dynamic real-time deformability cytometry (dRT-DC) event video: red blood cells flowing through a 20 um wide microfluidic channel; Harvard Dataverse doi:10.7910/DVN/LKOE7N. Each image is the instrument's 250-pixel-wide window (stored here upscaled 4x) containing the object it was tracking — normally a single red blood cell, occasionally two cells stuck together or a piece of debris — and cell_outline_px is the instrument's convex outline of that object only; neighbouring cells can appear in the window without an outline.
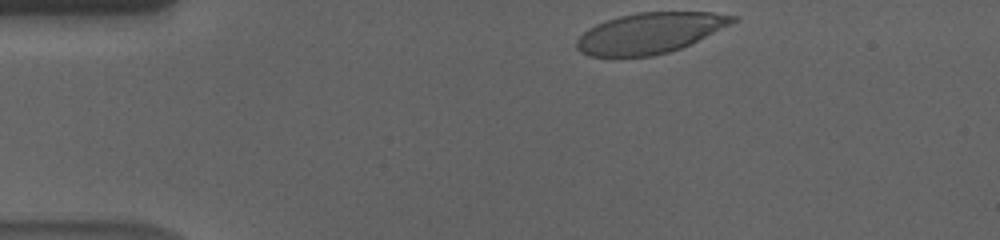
{"species": "human", "species_latin": "Homo sapiens", "temperature_condition": "cold", "stored_images_in_passage": 39, "camera_frame_rate_fps": 3000, "um_per_image_px": 0.085, "donor": {"sex": "male"}, "frame": {"image": 1, "passage_image": 1, "time_ms": 0.0, "image_size_px": [1000, 240], "cell_outline_px": [[736, 20], [732, 24], [680, 48], [668, 52], [652, 56], [588, 56], [580, 52], [576, 48], [576, 40], [588, 28], [596, 24], [620, 16], [636, 12], [712, 12], [736, 16]], "centroid_in_image_um": [55.21, 2.8], "position_along_channel_um": 29.8, "area_um2": 36.65}}
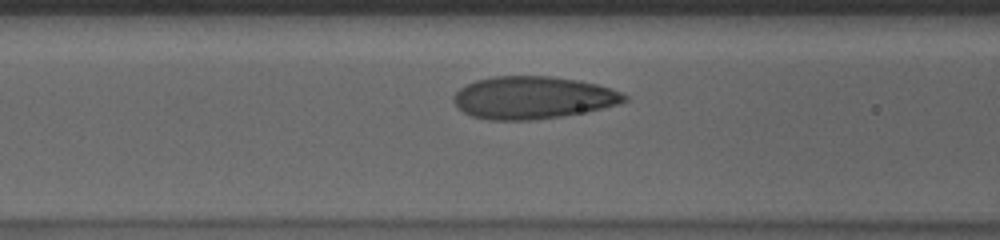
{"frame": {"image": 2, "passage_image": 14, "time_ms": 4.333, "image_size_px": [1000, 240], "cell_outline_px": [[628, 100], [620, 104], [584, 112], [560, 116], [532, 120], [488, 120], [472, 116], [464, 112], [452, 100], [452, 96], [460, 88], [476, 80], [492, 76], [552, 76], [576, 80], [596, 84], [620, 92], [628, 96]], "centroid_in_image_um": [45.28, 8.3], "position_along_channel_um": 121.3, "area_um2": 42.14}}
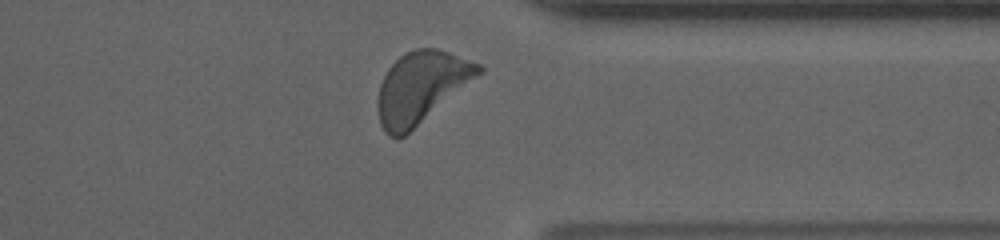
{"frame": {"image": 3, "passage_image": 36, "time_ms": 11.667, "image_size_px": [1000, 240], "cell_outline_px": [[484, 72], [404, 136], [388, 136], [384, 132], [380, 124], [376, 108], [376, 104], [380, 84], [388, 68], [404, 52], [416, 48], [436, 48], [448, 52], [480, 64], [484, 68]], "centroid_in_image_um": [35.78, 7.41], "position_along_channel_um": 375.6, "area_um2": 41.79}, "authors_computed_cell_mechanics": {"area_um2": 41.2114, "velocity_mm_per_s": 3.5196, "shape_relaxation_time_tau1_ms": 3.9154, "shape_relaxation_time_tau2_ms": null, "deformation_change_tau1": 0.1822, "deformation_change_tau2": null}}